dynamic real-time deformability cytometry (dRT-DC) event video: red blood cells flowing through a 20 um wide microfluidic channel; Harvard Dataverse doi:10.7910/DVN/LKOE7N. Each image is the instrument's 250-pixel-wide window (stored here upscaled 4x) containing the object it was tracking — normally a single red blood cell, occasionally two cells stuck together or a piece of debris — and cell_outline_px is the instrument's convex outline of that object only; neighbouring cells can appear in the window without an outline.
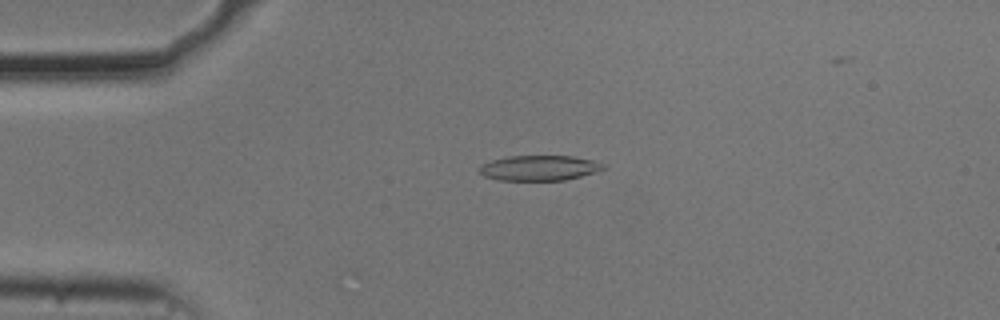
{"species": "common noctule bat (a hibernating species)", "species_latin": "Nyctalus noctula", "temperature_condition": "cold", "stored_images_in_passage": 48, "camera_frame_rate_fps": 3000, "um_per_image_px": 0.085, "animal": {"sex": "male", "body_mass_g": 20.5, "forearm_length_mm": 52.5}, "frame": {"image": 1, "passage_image": 10, "time_ms": 3.0, "image_size_px": [1000, 320], "cell_outline_px": [[608, 168], [596, 172], [564, 180], [500, 180], [484, 176], [480, 172], [480, 164], [492, 160], [508, 156], [572, 156], [592, 160], [604, 164]], "centroid_in_image_um": [45.85, 14.27], "position_along_channel_um": 39.1, "area_um2": 18.15}}
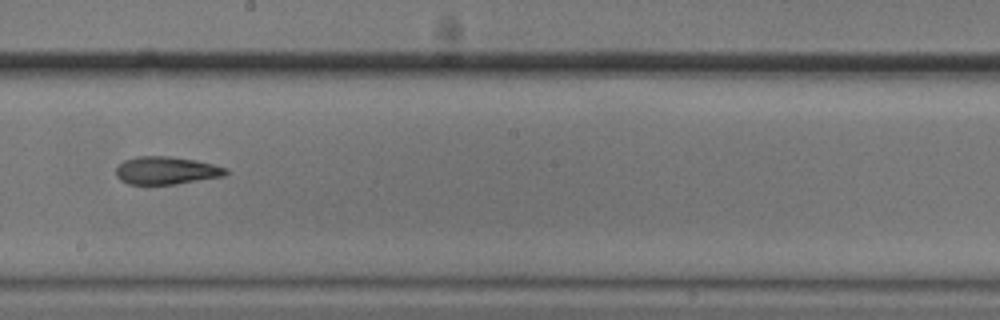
{"frame": {"image": 2, "passage_image": 28, "time_ms": 9.0, "image_size_px": [1000, 320], "cell_outline_px": [[228, 172], [224, 176], [176, 184], [128, 184], [120, 180], [116, 176], [116, 168], [124, 160], [136, 156], [168, 156], [196, 160], [228, 168]], "centroid_in_image_um": [14.13, 14.49], "position_along_channel_um": 234.1, "area_um2": 17.8}}
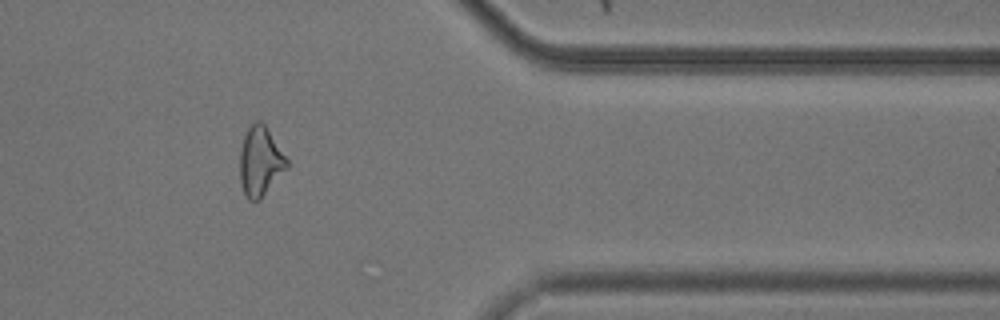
{"frame": {"image": 3, "passage_image": 42, "time_ms": 13.667, "image_size_px": [1000, 320], "cell_outline_px": [[288, 168], [260, 200], [248, 200], [244, 192], [240, 180], [240, 148], [244, 136], [248, 128], [256, 120], [260, 120], [264, 124], [288, 160]], "centroid_in_image_um": [22.12, 13.73], "position_along_channel_um": 389.3, "area_um2": 18.9}}